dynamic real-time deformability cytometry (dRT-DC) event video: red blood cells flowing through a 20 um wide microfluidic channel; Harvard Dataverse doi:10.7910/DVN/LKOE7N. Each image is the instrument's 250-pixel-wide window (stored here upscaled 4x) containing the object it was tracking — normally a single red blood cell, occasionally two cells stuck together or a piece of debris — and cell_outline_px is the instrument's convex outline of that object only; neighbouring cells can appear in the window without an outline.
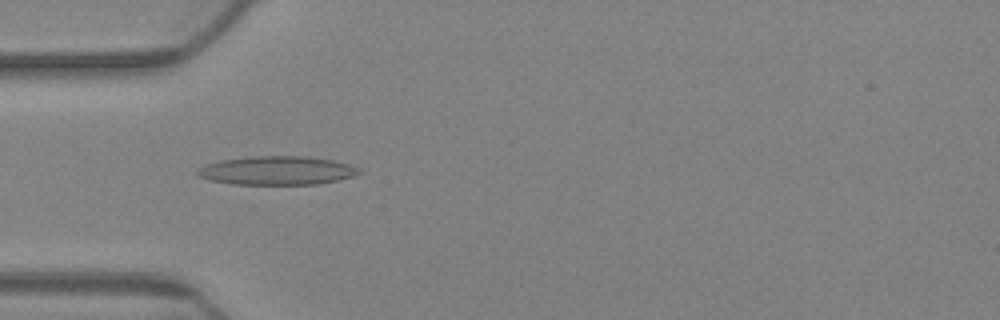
{"species": "Egyptian fruit bat (a non-hibernating species)", "species_latin": "Rousettus aegyptiacus", "temperature_condition": "warm", "stored_images_in_passage": 2, "camera_frame_rate_fps": 3000, "um_per_image_px": 0.085, "animal": {"sex": "female"}, "frame": {"image": 1, "passage_image": 1, "time_ms": 0.0, "image_size_px": [1000, 320], "cell_outline_px": [[272, 280], [268, 284], [252, 276], [196, 232], [200, 220], [224, 228], [260, 260], [272, 272]], "centroid_in_image_um": [19.94, 21.31], "position_along_channel_um": 65.1, "area_um2": 11.39}}